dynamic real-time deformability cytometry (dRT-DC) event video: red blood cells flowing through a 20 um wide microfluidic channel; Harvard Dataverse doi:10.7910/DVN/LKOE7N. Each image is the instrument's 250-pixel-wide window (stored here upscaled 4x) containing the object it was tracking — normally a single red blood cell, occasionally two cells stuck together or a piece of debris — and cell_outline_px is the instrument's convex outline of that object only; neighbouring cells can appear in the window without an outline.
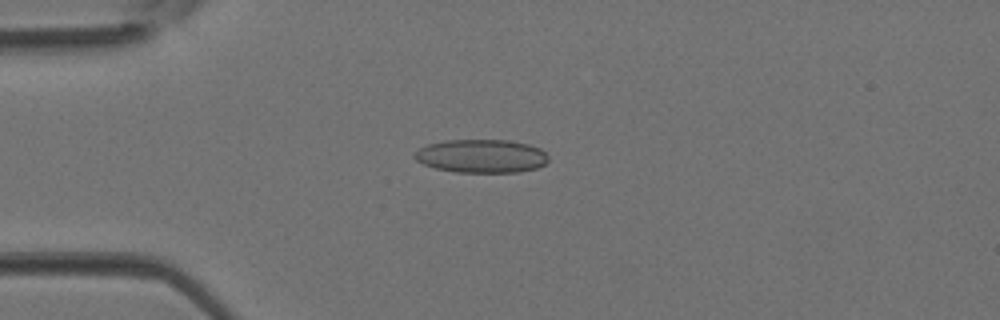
{"species": "Egyptian fruit bat (a non-hibernating species)", "species_latin": "Rousettus aegyptiacus", "temperature_condition": "room temperature", "stored_images_in_passage": 2, "camera_frame_rate_fps": 3000, "um_per_image_px": 0.085, "animal": {"sex": "female"}, "frame": {"image": 1, "passage_image": 1, "time_ms": 0.0, "image_size_px": [1000, 320], "cell_outline_px": [[548, 160], [544, 164], [536, 168], [516, 172], [456, 172], [436, 168], [424, 164], [416, 160], [412, 156], [420, 148], [428, 144], [444, 140], [508, 140], [528, 144], [540, 148], [548, 156]], "centroid_in_image_um": [40.91, 13.26], "position_along_channel_um": 44.1, "area_um2": 25.95}}